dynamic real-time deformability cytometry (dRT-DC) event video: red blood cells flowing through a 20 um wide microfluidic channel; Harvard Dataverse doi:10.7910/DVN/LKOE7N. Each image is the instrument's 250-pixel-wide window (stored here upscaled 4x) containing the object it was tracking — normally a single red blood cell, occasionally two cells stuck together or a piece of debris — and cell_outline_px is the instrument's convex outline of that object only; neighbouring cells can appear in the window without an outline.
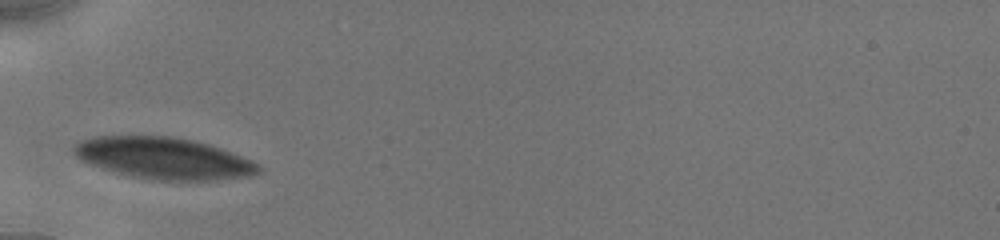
{"species": "human", "species_latin": "Homo sapiens", "temperature_condition": "cold", "stored_images_in_passage": 21, "camera_frame_rate_fps": 3000, "um_per_image_px": 0.085, "donor": {"sex": "male"}, "frame": {"image": 1, "passage_image": 1, "time_ms": 0.0, "image_size_px": [1000, 240], "cell_outline_px": [[260, 172], [248, 176], [212, 180], [160, 180], [136, 176], [104, 168], [80, 160], [76, 156], [72, 148], [80, 140], [96, 136], [172, 136], [192, 140], [208, 144], [220, 148], [260, 164]], "centroid_in_image_um": [13.92, 13.43], "position_along_channel_um": 71.1, "area_um2": 43.99}}
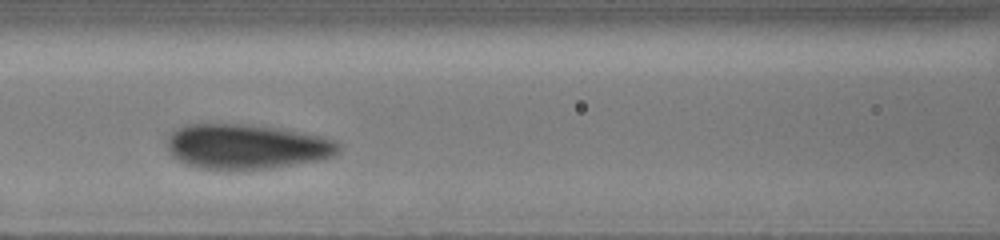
{"frame": {"image": 2, "passage_image": 10, "time_ms": 2.0, "image_size_px": [1000, 240], "cell_outline_px": [[340, 148], [332, 156], [316, 160], [296, 164], [268, 168], [200, 168], [184, 164], [176, 160], [172, 156], [168, 148], [168, 136], [176, 128], [184, 124], [244, 124], [276, 128], [300, 132], [320, 136], [332, 140], [340, 144]], "centroid_in_image_um": [20.89, 12.44], "position_along_channel_um": 145.7, "area_um2": 44.22}}
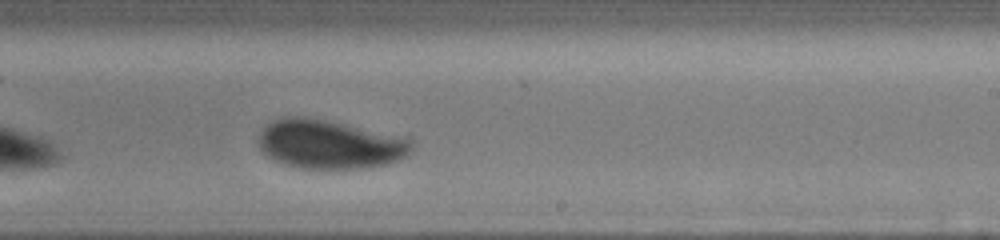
{"frame": {"image": 3, "passage_image": 21, "time_ms": 5.0, "image_size_px": [1000, 240], "cell_outline_px": [[412, 148], [408, 156], [384, 164], [360, 168], [300, 168], [284, 164], [272, 160], [260, 148], [260, 136], [264, 128], [272, 120], [284, 116], [304, 116], [344, 124], [400, 136], [412, 140]], "centroid_in_image_um": [28.0, 12.26], "position_along_channel_um": 261.0, "area_um2": 43.12}}